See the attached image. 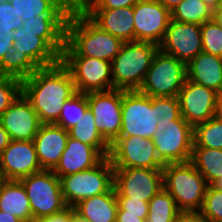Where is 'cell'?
<instances>
[{
  "label": "cell",
  "mask_w": 222,
  "mask_h": 222,
  "mask_svg": "<svg viewBox=\"0 0 222 222\" xmlns=\"http://www.w3.org/2000/svg\"><path fill=\"white\" fill-rule=\"evenodd\" d=\"M75 93L72 75L61 61L40 67L22 80V94L37 112L42 124H54L64 102Z\"/></svg>",
  "instance_id": "1"
},
{
  "label": "cell",
  "mask_w": 222,
  "mask_h": 222,
  "mask_svg": "<svg viewBox=\"0 0 222 222\" xmlns=\"http://www.w3.org/2000/svg\"><path fill=\"white\" fill-rule=\"evenodd\" d=\"M123 43L100 29L80 9H71L66 20L65 45L61 56H85L111 62Z\"/></svg>",
  "instance_id": "2"
},
{
  "label": "cell",
  "mask_w": 222,
  "mask_h": 222,
  "mask_svg": "<svg viewBox=\"0 0 222 222\" xmlns=\"http://www.w3.org/2000/svg\"><path fill=\"white\" fill-rule=\"evenodd\" d=\"M158 50L151 42H124L111 61L113 89L139 90Z\"/></svg>",
  "instance_id": "3"
},
{
  "label": "cell",
  "mask_w": 222,
  "mask_h": 222,
  "mask_svg": "<svg viewBox=\"0 0 222 222\" xmlns=\"http://www.w3.org/2000/svg\"><path fill=\"white\" fill-rule=\"evenodd\" d=\"M163 188L180 211H200L209 184L191 161L165 164Z\"/></svg>",
  "instance_id": "4"
},
{
  "label": "cell",
  "mask_w": 222,
  "mask_h": 222,
  "mask_svg": "<svg viewBox=\"0 0 222 222\" xmlns=\"http://www.w3.org/2000/svg\"><path fill=\"white\" fill-rule=\"evenodd\" d=\"M60 183L66 205L73 208L82 200L109 192L114 185V167L109 157H104L90 169L61 176Z\"/></svg>",
  "instance_id": "5"
},
{
  "label": "cell",
  "mask_w": 222,
  "mask_h": 222,
  "mask_svg": "<svg viewBox=\"0 0 222 222\" xmlns=\"http://www.w3.org/2000/svg\"><path fill=\"white\" fill-rule=\"evenodd\" d=\"M186 79V63L159 49L138 91L149 97H177Z\"/></svg>",
  "instance_id": "6"
},
{
  "label": "cell",
  "mask_w": 222,
  "mask_h": 222,
  "mask_svg": "<svg viewBox=\"0 0 222 222\" xmlns=\"http://www.w3.org/2000/svg\"><path fill=\"white\" fill-rule=\"evenodd\" d=\"M158 159L165 165L191 161L194 127L182 116L176 120H159L152 138Z\"/></svg>",
  "instance_id": "7"
},
{
  "label": "cell",
  "mask_w": 222,
  "mask_h": 222,
  "mask_svg": "<svg viewBox=\"0 0 222 222\" xmlns=\"http://www.w3.org/2000/svg\"><path fill=\"white\" fill-rule=\"evenodd\" d=\"M26 189L32 219L50 216L66 209L60 178L52 170H42L20 179Z\"/></svg>",
  "instance_id": "8"
},
{
  "label": "cell",
  "mask_w": 222,
  "mask_h": 222,
  "mask_svg": "<svg viewBox=\"0 0 222 222\" xmlns=\"http://www.w3.org/2000/svg\"><path fill=\"white\" fill-rule=\"evenodd\" d=\"M159 120L156 118V97H149L138 90H123L122 126L119 136L152 139Z\"/></svg>",
  "instance_id": "9"
},
{
  "label": "cell",
  "mask_w": 222,
  "mask_h": 222,
  "mask_svg": "<svg viewBox=\"0 0 222 222\" xmlns=\"http://www.w3.org/2000/svg\"><path fill=\"white\" fill-rule=\"evenodd\" d=\"M61 62L71 73L76 92L87 94L113 89L110 61L85 56H61Z\"/></svg>",
  "instance_id": "10"
},
{
  "label": "cell",
  "mask_w": 222,
  "mask_h": 222,
  "mask_svg": "<svg viewBox=\"0 0 222 222\" xmlns=\"http://www.w3.org/2000/svg\"><path fill=\"white\" fill-rule=\"evenodd\" d=\"M109 159L114 168L163 169L152 139L119 136L111 145Z\"/></svg>",
  "instance_id": "11"
},
{
  "label": "cell",
  "mask_w": 222,
  "mask_h": 222,
  "mask_svg": "<svg viewBox=\"0 0 222 222\" xmlns=\"http://www.w3.org/2000/svg\"><path fill=\"white\" fill-rule=\"evenodd\" d=\"M123 90L111 89L87 93L88 107L95 117V125L103 138L111 145L122 126Z\"/></svg>",
  "instance_id": "12"
},
{
  "label": "cell",
  "mask_w": 222,
  "mask_h": 222,
  "mask_svg": "<svg viewBox=\"0 0 222 222\" xmlns=\"http://www.w3.org/2000/svg\"><path fill=\"white\" fill-rule=\"evenodd\" d=\"M116 197L149 202L163 188L162 169L114 168Z\"/></svg>",
  "instance_id": "13"
},
{
  "label": "cell",
  "mask_w": 222,
  "mask_h": 222,
  "mask_svg": "<svg viewBox=\"0 0 222 222\" xmlns=\"http://www.w3.org/2000/svg\"><path fill=\"white\" fill-rule=\"evenodd\" d=\"M171 21V11L156 0H139L134 5L135 41L160 45Z\"/></svg>",
  "instance_id": "14"
},
{
  "label": "cell",
  "mask_w": 222,
  "mask_h": 222,
  "mask_svg": "<svg viewBox=\"0 0 222 222\" xmlns=\"http://www.w3.org/2000/svg\"><path fill=\"white\" fill-rule=\"evenodd\" d=\"M219 94L205 86L186 79L178 93L180 114L193 127L215 115Z\"/></svg>",
  "instance_id": "15"
},
{
  "label": "cell",
  "mask_w": 222,
  "mask_h": 222,
  "mask_svg": "<svg viewBox=\"0 0 222 222\" xmlns=\"http://www.w3.org/2000/svg\"><path fill=\"white\" fill-rule=\"evenodd\" d=\"M159 49L187 64L202 52L201 25L171 19Z\"/></svg>",
  "instance_id": "16"
},
{
  "label": "cell",
  "mask_w": 222,
  "mask_h": 222,
  "mask_svg": "<svg viewBox=\"0 0 222 222\" xmlns=\"http://www.w3.org/2000/svg\"><path fill=\"white\" fill-rule=\"evenodd\" d=\"M42 171L33 141L11 140L0 154V179L20 180Z\"/></svg>",
  "instance_id": "17"
},
{
  "label": "cell",
  "mask_w": 222,
  "mask_h": 222,
  "mask_svg": "<svg viewBox=\"0 0 222 222\" xmlns=\"http://www.w3.org/2000/svg\"><path fill=\"white\" fill-rule=\"evenodd\" d=\"M0 123L11 140L33 141L42 123L30 102L20 96L0 116Z\"/></svg>",
  "instance_id": "18"
},
{
  "label": "cell",
  "mask_w": 222,
  "mask_h": 222,
  "mask_svg": "<svg viewBox=\"0 0 222 222\" xmlns=\"http://www.w3.org/2000/svg\"><path fill=\"white\" fill-rule=\"evenodd\" d=\"M103 31L123 42L135 41L134 6L117 9H80Z\"/></svg>",
  "instance_id": "19"
},
{
  "label": "cell",
  "mask_w": 222,
  "mask_h": 222,
  "mask_svg": "<svg viewBox=\"0 0 222 222\" xmlns=\"http://www.w3.org/2000/svg\"><path fill=\"white\" fill-rule=\"evenodd\" d=\"M69 133L56 124H42L33 139L42 170H53L66 148Z\"/></svg>",
  "instance_id": "20"
},
{
  "label": "cell",
  "mask_w": 222,
  "mask_h": 222,
  "mask_svg": "<svg viewBox=\"0 0 222 222\" xmlns=\"http://www.w3.org/2000/svg\"><path fill=\"white\" fill-rule=\"evenodd\" d=\"M104 156L93 146L69 137L59 163L52 170L59 178L96 166Z\"/></svg>",
  "instance_id": "21"
},
{
  "label": "cell",
  "mask_w": 222,
  "mask_h": 222,
  "mask_svg": "<svg viewBox=\"0 0 222 222\" xmlns=\"http://www.w3.org/2000/svg\"><path fill=\"white\" fill-rule=\"evenodd\" d=\"M70 12H44L25 20L21 27L24 32L40 33L60 55L66 37V20Z\"/></svg>",
  "instance_id": "22"
},
{
  "label": "cell",
  "mask_w": 222,
  "mask_h": 222,
  "mask_svg": "<svg viewBox=\"0 0 222 222\" xmlns=\"http://www.w3.org/2000/svg\"><path fill=\"white\" fill-rule=\"evenodd\" d=\"M13 46L20 55H28L40 68L61 61V55L42 37L40 33L24 32L23 27L13 31Z\"/></svg>",
  "instance_id": "23"
},
{
  "label": "cell",
  "mask_w": 222,
  "mask_h": 222,
  "mask_svg": "<svg viewBox=\"0 0 222 222\" xmlns=\"http://www.w3.org/2000/svg\"><path fill=\"white\" fill-rule=\"evenodd\" d=\"M187 79L222 94V57L200 52L186 64Z\"/></svg>",
  "instance_id": "24"
},
{
  "label": "cell",
  "mask_w": 222,
  "mask_h": 222,
  "mask_svg": "<svg viewBox=\"0 0 222 222\" xmlns=\"http://www.w3.org/2000/svg\"><path fill=\"white\" fill-rule=\"evenodd\" d=\"M73 208L78 217L90 222H116L118 202L115 189L82 200Z\"/></svg>",
  "instance_id": "25"
},
{
  "label": "cell",
  "mask_w": 222,
  "mask_h": 222,
  "mask_svg": "<svg viewBox=\"0 0 222 222\" xmlns=\"http://www.w3.org/2000/svg\"><path fill=\"white\" fill-rule=\"evenodd\" d=\"M0 211L14 215L23 222L32 221L30 202L20 180H0Z\"/></svg>",
  "instance_id": "26"
},
{
  "label": "cell",
  "mask_w": 222,
  "mask_h": 222,
  "mask_svg": "<svg viewBox=\"0 0 222 222\" xmlns=\"http://www.w3.org/2000/svg\"><path fill=\"white\" fill-rule=\"evenodd\" d=\"M69 137L95 147L104 157L110 153V144L99 133L95 125V117L88 108L77 124L68 130Z\"/></svg>",
  "instance_id": "27"
},
{
  "label": "cell",
  "mask_w": 222,
  "mask_h": 222,
  "mask_svg": "<svg viewBox=\"0 0 222 222\" xmlns=\"http://www.w3.org/2000/svg\"><path fill=\"white\" fill-rule=\"evenodd\" d=\"M191 162L209 185L222 176V149L193 147Z\"/></svg>",
  "instance_id": "28"
},
{
  "label": "cell",
  "mask_w": 222,
  "mask_h": 222,
  "mask_svg": "<svg viewBox=\"0 0 222 222\" xmlns=\"http://www.w3.org/2000/svg\"><path fill=\"white\" fill-rule=\"evenodd\" d=\"M16 16L23 21L44 12H70L71 7L64 0H8Z\"/></svg>",
  "instance_id": "29"
},
{
  "label": "cell",
  "mask_w": 222,
  "mask_h": 222,
  "mask_svg": "<svg viewBox=\"0 0 222 222\" xmlns=\"http://www.w3.org/2000/svg\"><path fill=\"white\" fill-rule=\"evenodd\" d=\"M39 67L28 55H20L12 45L8 52L4 53L0 61V75L25 79L31 76Z\"/></svg>",
  "instance_id": "30"
},
{
  "label": "cell",
  "mask_w": 222,
  "mask_h": 222,
  "mask_svg": "<svg viewBox=\"0 0 222 222\" xmlns=\"http://www.w3.org/2000/svg\"><path fill=\"white\" fill-rule=\"evenodd\" d=\"M212 13L202 0H184L171 10V19L202 25L212 19Z\"/></svg>",
  "instance_id": "31"
},
{
  "label": "cell",
  "mask_w": 222,
  "mask_h": 222,
  "mask_svg": "<svg viewBox=\"0 0 222 222\" xmlns=\"http://www.w3.org/2000/svg\"><path fill=\"white\" fill-rule=\"evenodd\" d=\"M179 211L174 198L162 188L148 202V216L145 222H173Z\"/></svg>",
  "instance_id": "32"
},
{
  "label": "cell",
  "mask_w": 222,
  "mask_h": 222,
  "mask_svg": "<svg viewBox=\"0 0 222 222\" xmlns=\"http://www.w3.org/2000/svg\"><path fill=\"white\" fill-rule=\"evenodd\" d=\"M193 147L222 149V121L212 117L195 125Z\"/></svg>",
  "instance_id": "33"
},
{
  "label": "cell",
  "mask_w": 222,
  "mask_h": 222,
  "mask_svg": "<svg viewBox=\"0 0 222 222\" xmlns=\"http://www.w3.org/2000/svg\"><path fill=\"white\" fill-rule=\"evenodd\" d=\"M88 108L87 94L76 92L64 102L60 116L54 124L68 131L79 122Z\"/></svg>",
  "instance_id": "34"
},
{
  "label": "cell",
  "mask_w": 222,
  "mask_h": 222,
  "mask_svg": "<svg viewBox=\"0 0 222 222\" xmlns=\"http://www.w3.org/2000/svg\"><path fill=\"white\" fill-rule=\"evenodd\" d=\"M202 51L222 57V28L211 19L201 25Z\"/></svg>",
  "instance_id": "35"
},
{
  "label": "cell",
  "mask_w": 222,
  "mask_h": 222,
  "mask_svg": "<svg viewBox=\"0 0 222 222\" xmlns=\"http://www.w3.org/2000/svg\"><path fill=\"white\" fill-rule=\"evenodd\" d=\"M22 93V80L0 75V116Z\"/></svg>",
  "instance_id": "36"
},
{
  "label": "cell",
  "mask_w": 222,
  "mask_h": 222,
  "mask_svg": "<svg viewBox=\"0 0 222 222\" xmlns=\"http://www.w3.org/2000/svg\"><path fill=\"white\" fill-rule=\"evenodd\" d=\"M200 212L207 219L208 222H221L222 191L209 185Z\"/></svg>",
  "instance_id": "37"
},
{
  "label": "cell",
  "mask_w": 222,
  "mask_h": 222,
  "mask_svg": "<svg viewBox=\"0 0 222 222\" xmlns=\"http://www.w3.org/2000/svg\"><path fill=\"white\" fill-rule=\"evenodd\" d=\"M181 116L177 97H156V118L176 120Z\"/></svg>",
  "instance_id": "38"
},
{
  "label": "cell",
  "mask_w": 222,
  "mask_h": 222,
  "mask_svg": "<svg viewBox=\"0 0 222 222\" xmlns=\"http://www.w3.org/2000/svg\"><path fill=\"white\" fill-rule=\"evenodd\" d=\"M21 17H17L14 7L10 2L0 4V31L5 35L13 33L14 30L20 28L23 24Z\"/></svg>",
  "instance_id": "39"
},
{
  "label": "cell",
  "mask_w": 222,
  "mask_h": 222,
  "mask_svg": "<svg viewBox=\"0 0 222 222\" xmlns=\"http://www.w3.org/2000/svg\"><path fill=\"white\" fill-rule=\"evenodd\" d=\"M117 214L148 215V202L129 197H116Z\"/></svg>",
  "instance_id": "40"
},
{
  "label": "cell",
  "mask_w": 222,
  "mask_h": 222,
  "mask_svg": "<svg viewBox=\"0 0 222 222\" xmlns=\"http://www.w3.org/2000/svg\"><path fill=\"white\" fill-rule=\"evenodd\" d=\"M139 0H89L80 9H117L134 6Z\"/></svg>",
  "instance_id": "41"
},
{
  "label": "cell",
  "mask_w": 222,
  "mask_h": 222,
  "mask_svg": "<svg viewBox=\"0 0 222 222\" xmlns=\"http://www.w3.org/2000/svg\"><path fill=\"white\" fill-rule=\"evenodd\" d=\"M75 210L72 207H67L63 211L40 218L32 219V222H73Z\"/></svg>",
  "instance_id": "42"
},
{
  "label": "cell",
  "mask_w": 222,
  "mask_h": 222,
  "mask_svg": "<svg viewBox=\"0 0 222 222\" xmlns=\"http://www.w3.org/2000/svg\"><path fill=\"white\" fill-rule=\"evenodd\" d=\"M173 222H208L200 211H179Z\"/></svg>",
  "instance_id": "43"
},
{
  "label": "cell",
  "mask_w": 222,
  "mask_h": 222,
  "mask_svg": "<svg viewBox=\"0 0 222 222\" xmlns=\"http://www.w3.org/2000/svg\"><path fill=\"white\" fill-rule=\"evenodd\" d=\"M13 42V33L5 35L0 31V61L2 60L4 53L8 52V50L11 48Z\"/></svg>",
  "instance_id": "44"
},
{
  "label": "cell",
  "mask_w": 222,
  "mask_h": 222,
  "mask_svg": "<svg viewBox=\"0 0 222 222\" xmlns=\"http://www.w3.org/2000/svg\"><path fill=\"white\" fill-rule=\"evenodd\" d=\"M148 215L117 214L116 222H145Z\"/></svg>",
  "instance_id": "45"
},
{
  "label": "cell",
  "mask_w": 222,
  "mask_h": 222,
  "mask_svg": "<svg viewBox=\"0 0 222 222\" xmlns=\"http://www.w3.org/2000/svg\"><path fill=\"white\" fill-rule=\"evenodd\" d=\"M11 138L0 123V154L10 144Z\"/></svg>",
  "instance_id": "46"
},
{
  "label": "cell",
  "mask_w": 222,
  "mask_h": 222,
  "mask_svg": "<svg viewBox=\"0 0 222 222\" xmlns=\"http://www.w3.org/2000/svg\"><path fill=\"white\" fill-rule=\"evenodd\" d=\"M0 222H23L18 217L5 213L4 211H0Z\"/></svg>",
  "instance_id": "47"
},
{
  "label": "cell",
  "mask_w": 222,
  "mask_h": 222,
  "mask_svg": "<svg viewBox=\"0 0 222 222\" xmlns=\"http://www.w3.org/2000/svg\"><path fill=\"white\" fill-rule=\"evenodd\" d=\"M160 2L164 7L169 9L170 11L176 7L179 3L183 2L184 0H156Z\"/></svg>",
  "instance_id": "48"
},
{
  "label": "cell",
  "mask_w": 222,
  "mask_h": 222,
  "mask_svg": "<svg viewBox=\"0 0 222 222\" xmlns=\"http://www.w3.org/2000/svg\"><path fill=\"white\" fill-rule=\"evenodd\" d=\"M72 9H80L89 0H64Z\"/></svg>",
  "instance_id": "49"
},
{
  "label": "cell",
  "mask_w": 222,
  "mask_h": 222,
  "mask_svg": "<svg viewBox=\"0 0 222 222\" xmlns=\"http://www.w3.org/2000/svg\"><path fill=\"white\" fill-rule=\"evenodd\" d=\"M212 19L222 28V9H214Z\"/></svg>",
  "instance_id": "50"
},
{
  "label": "cell",
  "mask_w": 222,
  "mask_h": 222,
  "mask_svg": "<svg viewBox=\"0 0 222 222\" xmlns=\"http://www.w3.org/2000/svg\"><path fill=\"white\" fill-rule=\"evenodd\" d=\"M214 117L222 121V94L218 97Z\"/></svg>",
  "instance_id": "51"
},
{
  "label": "cell",
  "mask_w": 222,
  "mask_h": 222,
  "mask_svg": "<svg viewBox=\"0 0 222 222\" xmlns=\"http://www.w3.org/2000/svg\"><path fill=\"white\" fill-rule=\"evenodd\" d=\"M208 7L212 10L216 9L219 6L220 0H202Z\"/></svg>",
  "instance_id": "52"
},
{
  "label": "cell",
  "mask_w": 222,
  "mask_h": 222,
  "mask_svg": "<svg viewBox=\"0 0 222 222\" xmlns=\"http://www.w3.org/2000/svg\"><path fill=\"white\" fill-rule=\"evenodd\" d=\"M211 186H212L213 188H216V189L222 191V176L219 177L217 180H215V181L211 184Z\"/></svg>",
  "instance_id": "53"
},
{
  "label": "cell",
  "mask_w": 222,
  "mask_h": 222,
  "mask_svg": "<svg viewBox=\"0 0 222 222\" xmlns=\"http://www.w3.org/2000/svg\"><path fill=\"white\" fill-rule=\"evenodd\" d=\"M73 222H90V221L84 220L75 214Z\"/></svg>",
  "instance_id": "54"
},
{
  "label": "cell",
  "mask_w": 222,
  "mask_h": 222,
  "mask_svg": "<svg viewBox=\"0 0 222 222\" xmlns=\"http://www.w3.org/2000/svg\"><path fill=\"white\" fill-rule=\"evenodd\" d=\"M216 9H222V0H220L219 6Z\"/></svg>",
  "instance_id": "55"
},
{
  "label": "cell",
  "mask_w": 222,
  "mask_h": 222,
  "mask_svg": "<svg viewBox=\"0 0 222 222\" xmlns=\"http://www.w3.org/2000/svg\"><path fill=\"white\" fill-rule=\"evenodd\" d=\"M5 1L8 2V0H0V4L4 3Z\"/></svg>",
  "instance_id": "56"
}]
</instances>
